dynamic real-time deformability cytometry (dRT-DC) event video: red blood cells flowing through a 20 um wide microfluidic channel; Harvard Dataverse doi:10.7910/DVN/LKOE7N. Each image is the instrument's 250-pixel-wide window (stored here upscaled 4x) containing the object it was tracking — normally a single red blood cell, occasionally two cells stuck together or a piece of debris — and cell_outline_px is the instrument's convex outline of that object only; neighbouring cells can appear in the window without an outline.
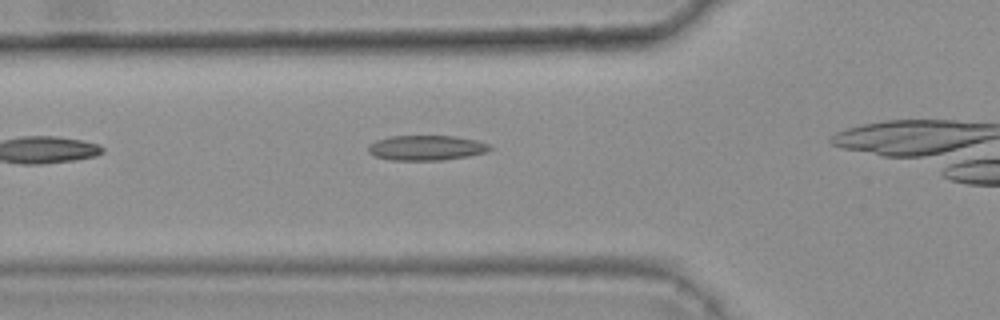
{"species": "common noctule bat (a hibernating species)", "species_latin": "Nyctalus noctula", "temperature_condition": "warm", "stored_images_in_passage": 6, "camera_frame_rate_fps": 3000, "um_per_image_px": 0.085, "animal": {"sex": "female", "body_mass_g": 25.1}, "frame": {"image": 1, "passage_image": 2, "time_ms": 0.333, "image_size_px": [1000, 320], "cell_outline_px": [[492, 148], [488, 152], [468, 156], [444, 160], [392, 160], [376, 156], [368, 152], [368, 144], [376, 140], [388, 136], [456, 136], [476, 140], [488, 144]], "centroid_in_image_um": [36.23, 12.56], "position_along_channel_um": 89.6, "area_um2": 17.8}}